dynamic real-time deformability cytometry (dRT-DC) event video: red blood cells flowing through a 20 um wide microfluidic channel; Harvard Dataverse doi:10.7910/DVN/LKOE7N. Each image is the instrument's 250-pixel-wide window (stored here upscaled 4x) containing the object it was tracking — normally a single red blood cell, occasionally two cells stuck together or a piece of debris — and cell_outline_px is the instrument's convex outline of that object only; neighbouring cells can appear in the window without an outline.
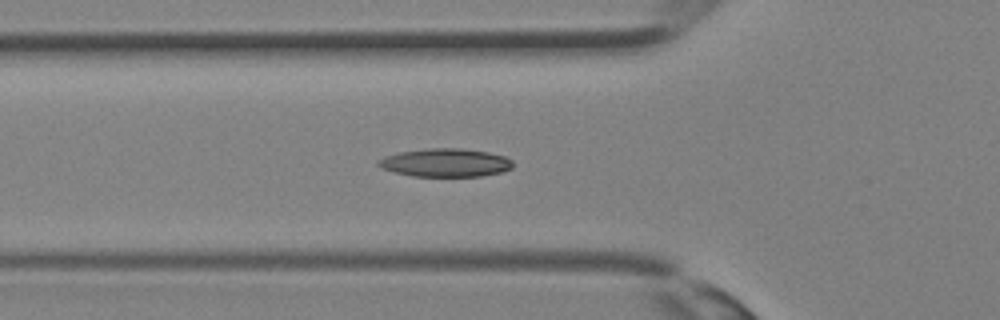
{"species": "Egyptian fruit bat (a non-hibernating species)", "species_latin": "Rousettus aegyptiacus", "temperature_condition": "room temperature", "stored_images_in_passage": 36, "camera_frame_rate_fps": 3000, "um_per_image_px": 0.085, "animal": {"sex": "female"}, "frame": {"image": 1, "passage_image": 13, "time_ms": 4.0, "image_size_px": [1000, 320], "cell_outline_px": [[512, 168], [500, 172], [480, 176], [412, 176], [392, 172], [380, 168], [376, 164], [376, 160], [384, 156], [400, 152], [428, 148], [460, 148], [488, 152], [504, 156], [512, 160]], "centroid_in_image_um": [37.8, 13.83], "position_along_channel_um": 88.0, "area_um2": 22.25}}
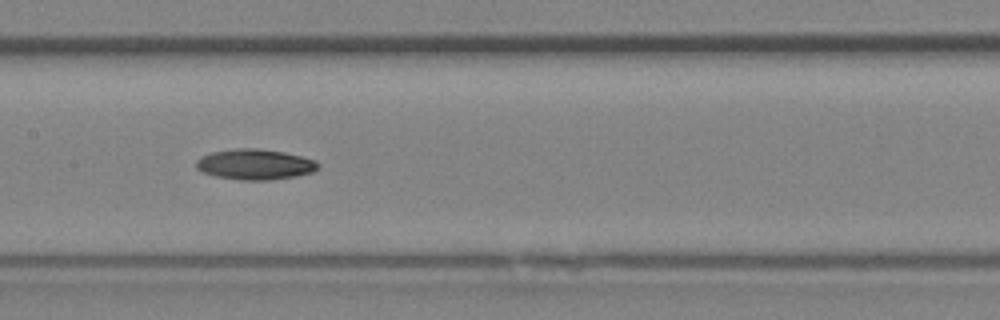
{"frame": {"image": 2, "passage_image": 18, "time_ms": 5.667, "image_size_px": [1000, 320], "cell_outline_px": [[320, 164], [312, 172], [296, 176], [272, 180], [240, 180], [216, 176], [204, 172], [196, 168], [196, 160], [200, 156], [212, 152], [236, 148], [256, 148], [284, 152], [316, 160]], "centroid_in_image_um": [21.66, 13.97], "position_along_channel_um": 185.7, "area_um2": 21.68}}
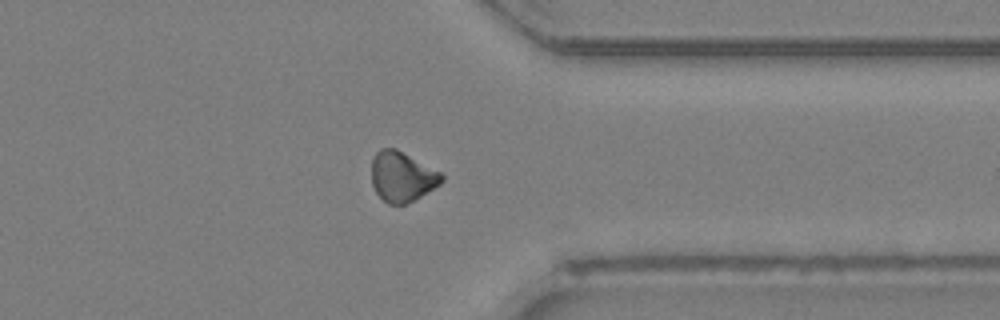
{"frame": {"image": 3, "passage_image": 28, "time_ms": 9.0, "image_size_px": [1000, 320], "cell_outline_px": [[444, 180], [440, 184], [420, 196], [404, 204], [388, 204], [376, 192], [372, 184], [372, 160], [376, 152], [380, 148], [396, 148], [440, 172], [444, 176]], "centroid_in_image_um": [34.16, 15.0], "position_along_channel_um": 377.2, "area_um2": 20.17}}